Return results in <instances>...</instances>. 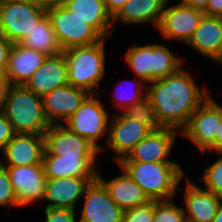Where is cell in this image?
Listing matches in <instances>:
<instances>
[{"instance_id": "1", "label": "cell", "mask_w": 222, "mask_h": 222, "mask_svg": "<svg viewBox=\"0 0 222 222\" xmlns=\"http://www.w3.org/2000/svg\"><path fill=\"white\" fill-rule=\"evenodd\" d=\"M189 72L181 67L175 74L147 84L146 96L162 128L181 132L190 116L211 94L207 87L200 88Z\"/></svg>"}, {"instance_id": "2", "label": "cell", "mask_w": 222, "mask_h": 222, "mask_svg": "<svg viewBox=\"0 0 222 222\" xmlns=\"http://www.w3.org/2000/svg\"><path fill=\"white\" fill-rule=\"evenodd\" d=\"M117 165L142 188L149 200H172L177 191H183L180 183L185 173L176 161L119 162Z\"/></svg>"}, {"instance_id": "3", "label": "cell", "mask_w": 222, "mask_h": 222, "mask_svg": "<svg viewBox=\"0 0 222 222\" xmlns=\"http://www.w3.org/2000/svg\"><path fill=\"white\" fill-rule=\"evenodd\" d=\"M73 47L62 51L68 67V84L87 90L89 93H100L99 84L105 78L106 54L105 42Z\"/></svg>"}, {"instance_id": "4", "label": "cell", "mask_w": 222, "mask_h": 222, "mask_svg": "<svg viewBox=\"0 0 222 222\" xmlns=\"http://www.w3.org/2000/svg\"><path fill=\"white\" fill-rule=\"evenodd\" d=\"M125 55V61L136 78L146 84L175 74L183 67L185 58L176 56L164 44L149 43L146 45H132Z\"/></svg>"}, {"instance_id": "5", "label": "cell", "mask_w": 222, "mask_h": 222, "mask_svg": "<svg viewBox=\"0 0 222 222\" xmlns=\"http://www.w3.org/2000/svg\"><path fill=\"white\" fill-rule=\"evenodd\" d=\"M2 112L15 134H44L50 127L44 114L42 97L24 85L10 87Z\"/></svg>"}, {"instance_id": "6", "label": "cell", "mask_w": 222, "mask_h": 222, "mask_svg": "<svg viewBox=\"0 0 222 222\" xmlns=\"http://www.w3.org/2000/svg\"><path fill=\"white\" fill-rule=\"evenodd\" d=\"M102 93H90L71 118L63 125L72 133L86 138L100 152L107 143L110 116L100 98ZM107 134V135H106ZM103 136L104 144L99 140Z\"/></svg>"}, {"instance_id": "7", "label": "cell", "mask_w": 222, "mask_h": 222, "mask_svg": "<svg viewBox=\"0 0 222 222\" xmlns=\"http://www.w3.org/2000/svg\"><path fill=\"white\" fill-rule=\"evenodd\" d=\"M62 51L95 44L103 37L85 20L73 15L61 3L47 11Z\"/></svg>"}, {"instance_id": "8", "label": "cell", "mask_w": 222, "mask_h": 222, "mask_svg": "<svg viewBox=\"0 0 222 222\" xmlns=\"http://www.w3.org/2000/svg\"><path fill=\"white\" fill-rule=\"evenodd\" d=\"M212 98V94L190 116L188 124L180 132L192 142L202 154L216 153V135L222 117V106Z\"/></svg>"}, {"instance_id": "9", "label": "cell", "mask_w": 222, "mask_h": 222, "mask_svg": "<svg viewBox=\"0 0 222 222\" xmlns=\"http://www.w3.org/2000/svg\"><path fill=\"white\" fill-rule=\"evenodd\" d=\"M47 11L20 0H0V34L17 44L27 36Z\"/></svg>"}, {"instance_id": "10", "label": "cell", "mask_w": 222, "mask_h": 222, "mask_svg": "<svg viewBox=\"0 0 222 222\" xmlns=\"http://www.w3.org/2000/svg\"><path fill=\"white\" fill-rule=\"evenodd\" d=\"M169 1H166L157 30L165 40H177L186 44L205 14L179 0L168 7Z\"/></svg>"}, {"instance_id": "11", "label": "cell", "mask_w": 222, "mask_h": 222, "mask_svg": "<svg viewBox=\"0 0 222 222\" xmlns=\"http://www.w3.org/2000/svg\"><path fill=\"white\" fill-rule=\"evenodd\" d=\"M151 131L137 119L129 118L123 112L115 113L109 120L108 138L103 150L107 148L115 153L114 161L118 164Z\"/></svg>"}, {"instance_id": "12", "label": "cell", "mask_w": 222, "mask_h": 222, "mask_svg": "<svg viewBox=\"0 0 222 222\" xmlns=\"http://www.w3.org/2000/svg\"><path fill=\"white\" fill-rule=\"evenodd\" d=\"M82 198L84 205L81 213L77 210L79 222H122L123 210L98 179L90 183Z\"/></svg>"}, {"instance_id": "13", "label": "cell", "mask_w": 222, "mask_h": 222, "mask_svg": "<svg viewBox=\"0 0 222 222\" xmlns=\"http://www.w3.org/2000/svg\"><path fill=\"white\" fill-rule=\"evenodd\" d=\"M7 169L20 207L39 203L44 199L46 176L42 164L4 167Z\"/></svg>"}, {"instance_id": "14", "label": "cell", "mask_w": 222, "mask_h": 222, "mask_svg": "<svg viewBox=\"0 0 222 222\" xmlns=\"http://www.w3.org/2000/svg\"><path fill=\"white\" fill-rule=\"evenodd\" d=\"M90 93L70 84L56 88L42 97L45 117L50 125H63ZM62 122V123H61Z\"/></svg>"}, {"instance_id": "15", "label": "cell", "mask_w": 222, "mask_h": 222, "mask_svg": "<svg viewBox=\"0 0 222 222\" xmlns=\"http://www.w3.org/2000/svg\"><path fill=\"white\" fill-rule=\"evenodd\" d=\"M179 135L171 128L153 130L120 162H174L170 154Z\"/></svg>"}, {"instance_id": "16", "label": "cell", "mask_w": 222, "mask_h": 222, "mask_svg": "<svg viewBox=\"0 0 222 222\" xmlns=\"http://www.w3.org/2000/svg\"><path fill=\"white\" fill-rule=\"evenodd\" d=\"M45 152L44 134H15L2 153V167L42 164Z\"/></svg>"}, {"instance_id": "17", "label": "cell", "mask_w": 222, "mask_h": 222, "mask_svg": "<svg viewBox=\"0 0 222 222\" xmlns=\"http://www.w3.org/2000/svg\"><path fill=\"white\" fill-rule=\"evenodd\" d=\"M44 140V155L99 156L101 153L86 138L72 133L64 125H50Z\"/></svg>"}, {"instance_id": "18", "label": "cell", "mask_w": 222, "mask_h": 222, "mask_svg": "<svg viewBox=\"0 0 222 222\" xmlns=\"http://www.w3.org/2000/svg\"><path fill=\"white\" fill-rule=\"evenodd\" d=\"M97 178L65 177L47 179L44 199L46 208L75 210L86 188Z\"/></svg>"}, {"instance_id": "19", "label": "cell", "mask_w": 222, "mask_h": 222, "mask_svg": "<svg viewBox=\"0 0 222 222\" xmlns=\"http://www.w3.org/2000/svg\"><path fill=\"white\" fill-rule=\"evenodd\" d=\"M98 156L44 155L42 165L47 179L97 178Z\"/></svg>"}, {"instance_id": "20", "label": "cell", "mask_w": 222, "mask_h": 222, "mask_svg": "<svg viewBox=\"0 0 222 222\" xmlns=\"http://www.w3.org/2000/svg\"><path fill=\"white\" fill-rule=\"evenodd\" d=\"M68 84V67L63 52L47 56L24 86L43 97L52 90Z\"/></svg>"}, {"instance_id": "21", "label": "cell", "mask_w": 222, "mask_h": 222, "mask_svg": "<svg viewBox=\"0 0 222 222\" xmlns=\"http://www.w3.org/2000/svg\"><path fill=\"white\" fill-rule=\"evenodd\" d=\"M183 206L186 222H213L222 197L201 188L187 177Z\"/></svg>"}, {"instance_id": "22", "label": "cell", "mask_w": 222, "mask_h": 222, "mask_svg": "<svg viewBox=\"0 0 222 222\" xmlns=\"http://www.w3.org/2000/svg\"><path fill=\"white\" fill-rule=\"evenodd\" d=\"M185 45L222 65V17L204 15Z\"/></svg>"}, {"instance_id": "23", "label": "cell", "mask_w": 222, "mask_h": 222, "mask_svg": "<svg viewBox=\"0 0 222 222\" xmlns=\"http://www.w3.org/2000/svg\"><path fill=\"white\" fill-rule=\"evenodd\" d=\"M47 55L20 43L12 44L5 74L12 85H24L44 63Z\"/></svg>"}, {"instance_id": "24", "label": "cell", "mask_w": 222, "mask_h": 222, "mask_svg": "<svg viewBox=\"0 0 222 222\" xmlns=\"http://www.w3.org/2000/svg\"><path fill=\"white\" fill-rule=\"evenodd\" d=\"M167 0H127L113 17L115 25H152L158 27Z\"/></svg>"}, {"instance_id": "25", "label": "cell", "mask_w": 222, "mask_h": 222, "mask_svg": "<svg viewBox=\"0 0 222 222\" xmlns=\"http://www.w3.org/2000/svg\"><path fill=\"white\" fill-rule=\"evenodd\" d=\"M61 4L73 15L89 23L103 38H110L113 18L108 13L104 0H62Z\"/></svg>"}, {"instance_id": "26", "label": "cell", "mask_w": 222, "mask_h": 222, "mask_svg": "<svg viewBox=\"0 0 222 222\" xmlns=\"http://www.w3.org/2000/svg\"><path fill=\"white\" fill-rule=\"evenodd\" d=\"M121 170L122 173L111 180H106L99 173H97V179L105 186L113 201L123 211L147 203L149 199L142 188L123 169Z\"/></svg>"}, {"instance_id": "27", "label": "cell", "mask_w": 222, "mask_h": 222, "mask_svg": "<svg viewBox=\"0 0 222 222\" xmlns=\"http://www.w3.org/2000/svg\"><path fill=\"white\" fill-rule=\"evenodd\" d=\"M20 44L29 49L42 52L47 56L57 55L62 52L47 14L35 24V27L28 32Z\"/></svg>"}, {"instance_id": "28", "label": "cell", "mask_w": 222, "mask_h": 222, "mask_svg": "<svg viewBox=\"0 0 222 222\" xmlns=\"http://www.w3.org/2000/svg\"><path fill=\"white\" fill-rule=\"evenodd\" d=\"M122 81L121 83L119 81L118 82L119 84L117 83V86L115 87V91L113 92L114 99H112L114 101L113 106L115 105L117 108L119 107L121 110L120 112H123L127 107H130L134 105L135 103L139 102L147 94V84L144 83L141 79L139 78H137L136 80L126 79L125 81L124 80ZM127 82L128 84H126ZM123 85L125 86L128 85L127 87H125L126 88L125 90L123 89L124 88ZM129 87H132L131 90ZM127 88H129L132 94L129 92Z\"/></svg>"}, {"instance_id": "29", "label": "cell", "mask_w": 222, "mask_h": 222, "mask_svg": "<svg viewBox=\"0 0 222 222\" xmlns=\"http://www.w3.org/2000/svg\"><path fill=\"white\" fill-rule=\"evenodd\" d=\"M123 113L129 118L137 119L140 123L147 125L152 131L162 128L159 125L151 101L147 96L134 105L127 107Z\"/></svg>"}, {"instance_id": "30", "label": "cell", "mask_w": 222, "mask_h": 222, "mask_svg": "<svg viewBox=\"0 0 222 222\" xmlns=\"http://www.w3.org/2000/svg\"><path fill=\"white\" fill-rule=\"evenodd\" d=\"M153 222H186L182 205L174 204V200H154Z\"/></svg>"}, {"instance_id": "31", "label": "cell", "mask_w": 222, "mask_h": 222, "mask_svg": "<svg viewBox=\"0 0 222 222\" xmlns=\"http://www.w3.org/2000/svg\"><path fill=\"white\" fill-rule=\"evenodd\" d=\"M219 159L205 168L201 179L207 191L222 197V153H217Z\"/></svg>"}, {"instance_id": "32", "label": "cell", "mask_w": 222, "mask_h": 222, "mask_svg": "<svg viewBox=\"0 0 222 222\" xmlns=\"http://www.w3.org/2000/svg\"><path fill=\"white\" fill-rule=\"evenodd\" d=\"M10 206L19 207L10 175L7 169L0 165V209Z\"/></svg>"}, {"instance_id": "33", "label": "cell", "mask_w": 222, "mask_h": 222, "mask_svg": "<svg viewBox=\"0 0 222 222\" xmlns=\"http://www.w3.org/2000/svg\"><path fill=\"white\" fill-rule=\"evenodd\" d=\"M154 200L136 206L122 213V222H153Z\"/></svg>"}, {"instance_id": "34", "label": "cell", "mask_w": 222, "mask_h": 222, "mask_svg": "<svg viewBox=\"0 0 222 222\" xmlns=\"http://www.w3.org/2000/svg\"><path fill=\"white\" fill-rule=\"evenodd\" d=\"M44 213V222H79L76 218L77 210L45 207Z\"/></svg>"}, {"instance_id": "35", "label": "cell", "mask_w": 222, "mask_h": 222, "mask_svg": "<svg viewBox=\"0 0 222 222\" xmlns=\"http://www.w3.org/2000/svg\"><path fill=\"white\" fill-rule=\"evenodd\" d=\"M15 132L6 115L0 111V151L14 137Z\"/></svg>"}, {"instance_id": "36", "label": "cell", "mask_w": 222, "mask_h": 222, "mask_svg": "<svg viewBox=\"0 0 222 222\" xmlns=\"http://www.w3.org/2000/svg\"><path fill=\"white\" fill-rule=\"evenodd\" d=\"M12 44L6 37L0 34V72H5Z\"/></svg>"}, {"instance_id": "37", "label": "cell", "mask_w": 222, "mask_h": 222, "mask_svg": "<svg viewBox=\"0 0 222 222\" xmlns=\"http://www.w3.org/2000/svg\"><path fill=\"white\" fill-rule=\"evenodd\" d=\"M11 86L12 84L6 74L4 72H0V111L4 109L6 98Z\"/></svg>"}, {"instance_id": "38", "label": "cell", "mask_w": 222, "mask_h": 222, "mask_svg": "<svg viewBox=\"0 0 222 222\" xmlns=\"http://www.w3.org/2000/svg\"><path fill=\"white\" fill-rule=\"evenodd\" d=\"M202 11L206 16L222 17V0H208Z\"/></svg>"}, {"instance_id": "39", "label": "cell", "mask_w": 222, "mask_h": 222, "mask_svg": "<svg viewBox=\"0 0 222 222\" xmlns=\"http://www.w3.org/2000/svg\"><path fill=\"white\" fill-rule=\"evenodd\" d=\"M20 1L40 7L43 10L48 11L50 8L54 7L55 5L60 4L62 0H20Z\"/></svg>"}, {"instance_id": "40", "label": "cell", "mask_w": 222, "mask_h": 222, "mask_svg": "<svg viewBox=\"0 0 222 222\" xmlns=\"http://www.w3.org/2000/svg\"><path fill=\"white\" fill-rule=\"evenodd\" d=\"M127 0H104L106 9L112 18L119 12Z\"/></svg>"}, {"instance_id": "41", "label": "cell", "mask_w": 222, "mask_h": 222, "mask_svg": "<svg viewBox=\"0 0 222 222\" xmlns=\"http://www.w3.org/2000/svg\"><path fill=\"white\" fill-rule=\"evenodd\" d=\"M179 1L200 10H203L208 3V0H179Z\"/></svg>"}, {"instance_id": "42", "label": "cell", "mask_w": 222, "mask_h": 222, "mask_svg": "<svg viewBox=\"0 0 222 222\" xmlns=\"http://www.w3.org/2000/svg\"><path fill=\"white\" fill-rule=\"evenodd\" d=\"M222 153V117L216 135V154Z\"/></svg>"}, {"instance_id": "43", "label": "cell", "mask_w": 222, "mask_h": 222, "mask_svg": "<svg viewBox=\"0 0 222 222\" xmlns=\"http://www.w3.org/2000/svg\"><path fill=\"white\" fill-rule=\"evenodd\" d=\"M213 222H222V201L218 206V209H217V212H216Z\"/></svg>"}]
</instances>
